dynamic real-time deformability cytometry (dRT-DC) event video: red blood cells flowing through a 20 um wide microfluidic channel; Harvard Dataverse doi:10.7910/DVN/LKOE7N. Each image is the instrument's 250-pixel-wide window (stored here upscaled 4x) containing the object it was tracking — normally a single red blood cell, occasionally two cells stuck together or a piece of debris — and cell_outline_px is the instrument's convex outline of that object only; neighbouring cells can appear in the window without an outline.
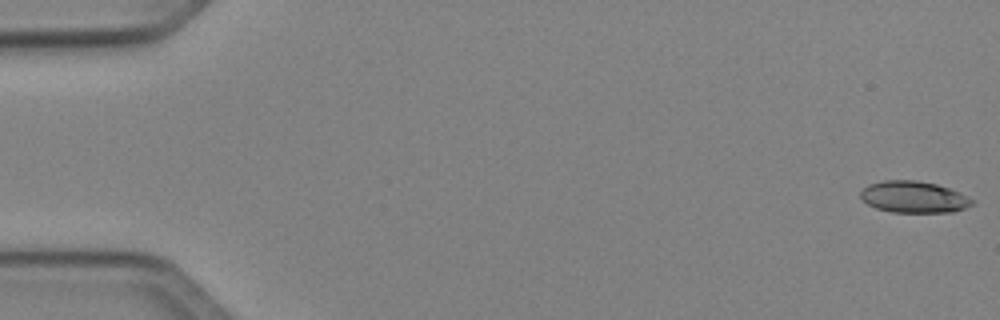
{"species": "Egyptian fruit bat (a non-hibernating species)", "species_latin": "Rousettus aegyptiacus", "temperature_condition": "cold", "stored_images_in_passage": 50, "camera_frame_rate_fps": 3000, "um_per_image_px": 0.085, "animal": {"sex": "female"}, "frame": {"image": 1, "passage_image": 1, "time_ms": 0.0, "image_size_px": [1000, 320], "cell_outline_px": [[976, 204], [952, 212], [892, 212], [876, 208], [868, 204], [860, 196], [860, 192], [868, 184], [884, 180], [916, 180], [936, 184], [960, 192], [976, 200]], "centroid_in_image_um": [77.71, 16.74], "position_along_channel_um": 7.3, "area_um2": 20.63}}
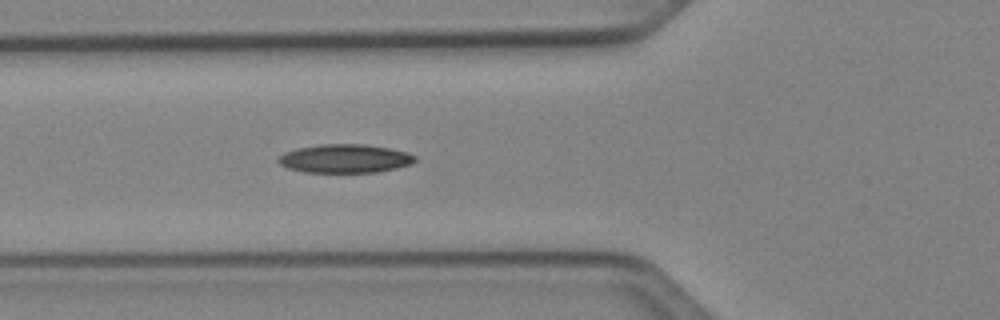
{"frame": {"image": 2, "passage_image": 19, "time_ms": 6.0, "image_size_px": [1000, 320], "cell_outline_px": [[416, 160], [412, 164], [396, 168], [376, 172], [304, 172], [288, 168], [280, 164], [276, 160], [284, 152], [300, 148], [320, 144], [364, 144], [388, 148], [408, 152], [416, 156]], "centroid_in_image_um": [29.33, 13.48], "position_along_channel_um": 96.5, "area_um2": 22.72}}
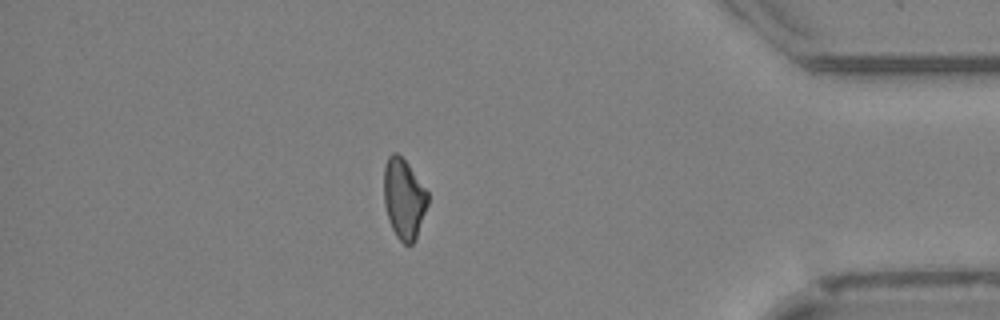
{"frame": {"image": 3, "passage_image": 44, "time_ms": 14.333, "image_size_px": [1000, 320], "cell_outline_px": [[428, 204], [416, 240], [412, 244], [404, 244], [396, 236], [388, 220], [384, 204], [384, 168], [388, 156], [392, 152], [396, 152], [408, 164], [428, 192]], "centroid_in_image_um": [34.33, 16.91], "position_along_channel_um": 400.9, "area_um2": 20.58}, "authors_computed_cell_mechanics": {"area_um2": 21.1259, "velocity_mm_per_s": 4.0782, "shape_relaxation_time_tau1_ms": 11.0752, "shape_relaxation_time_tau2_ms": null, "deformation_change_tau1": 0.1894, "deformation_change_tau2": null}}